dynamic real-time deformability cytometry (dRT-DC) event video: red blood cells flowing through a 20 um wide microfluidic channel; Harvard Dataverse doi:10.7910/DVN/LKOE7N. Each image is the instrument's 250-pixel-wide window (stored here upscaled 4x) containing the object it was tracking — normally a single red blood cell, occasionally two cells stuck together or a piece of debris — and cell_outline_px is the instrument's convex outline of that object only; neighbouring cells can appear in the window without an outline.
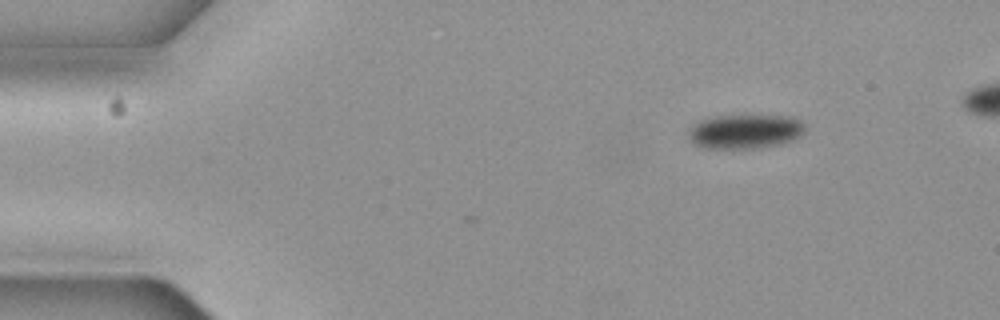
{"species": "common noctule bat (a hibernating species)", "species_latin": "Nyctalus noctula", "temperature_condition": "cold", "stored_images_in_passage": 2, "camera_frame_rate_fps": 3000, "um_per_image_px": 0.085, "animal": {"sex": "female", "body_mass_g": 19.3, "forearm_length_mm": 54.1}, "frame": {"image": 1, "passage_image": 1, "time_ms": 0.0, "image_size_px": [1000, 320], "cell_outline_px": [[804, 132], [800, 136], [792, 140], [780, 144], [752, 148], [704, 148], [696, 144], [692, 140], [688, 132], [692, 124], [700, 120], [716, 116], [792, 116], [800, 120], [804, 124]], "centroid_in_image_um": [63.34, 11.17], "position_along_channel_um": 21.7, "area_um2": 23.06}}